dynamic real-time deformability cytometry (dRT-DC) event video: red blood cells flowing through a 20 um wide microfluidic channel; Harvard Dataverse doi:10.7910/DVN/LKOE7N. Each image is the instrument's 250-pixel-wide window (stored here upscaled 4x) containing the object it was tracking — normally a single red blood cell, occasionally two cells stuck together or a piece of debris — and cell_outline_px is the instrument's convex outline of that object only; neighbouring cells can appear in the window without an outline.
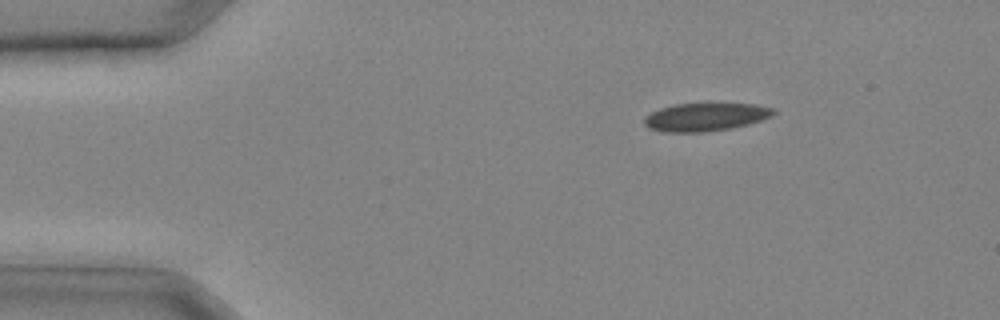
{"species": "common noctule bat (a hibernating species)", "species_latin": "Nyctalus noctula", "temperature_condition": "cold", "stored_images_in_passage": 30, "camera_frame_rate_fps": 3000, "um_per_image_px": 0.085, "animal": {"sex": "male", "body_mass_g": 20.4}, "frame": {"image": 1, "passage_image": 5, "time_ms": 1.333, "image_size_px": [1000, 320], "cell_outline_px": [[776, 112], [772, 116], [748, 124], [732, 128], [704, 132], [664, 132], [648, 128], [644, 124], [644, 116], [660, 108], [676, 104], [756, 104], [772, 108]], "centroid_in_image_um": [59.94, 9.95], "position_along_channel_um": 25.1, "area_um2": 21.04}}
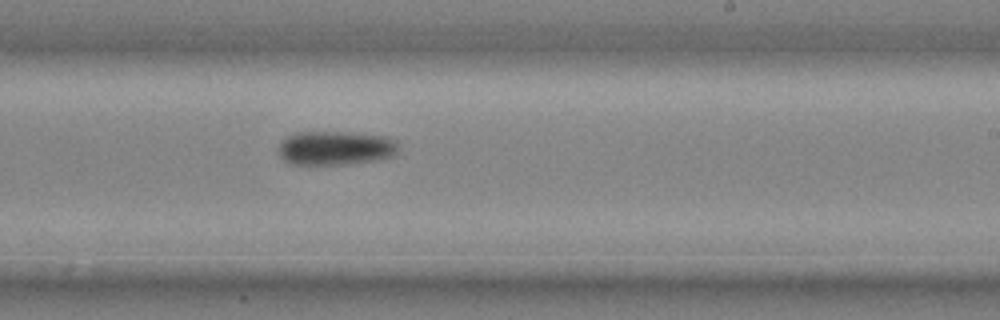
{"frame": {"image": 2, "passage_image": 20, "time_ms": 6.333, "image_size_px": [1000, 320], "cell_outline_px": [[400, 144], [396, 156], [376, 160], [352, 164], [292, 164], [284, 160], [280, 156], [280, 144], [288, 136], [296, 132], [352, 132], [388, 136], [396, 140]], "centroid_in_image_um": [28.62, 12.58], "position_along_channel_um": 260.4, "area_um2": 24.1}}
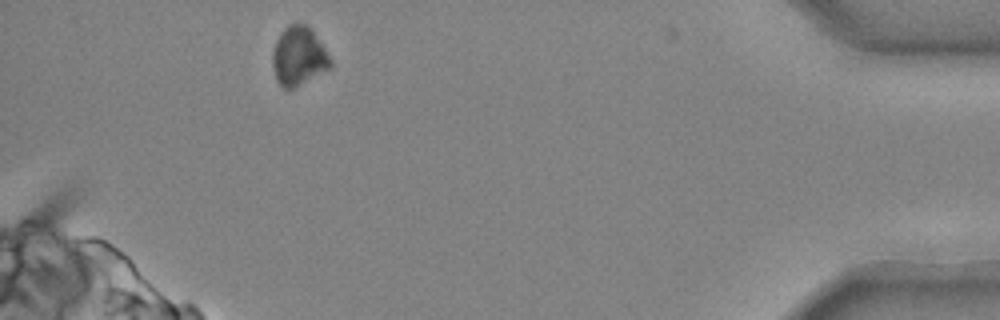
{"frame": {"image": 3, "passage_image": 30, "time_ms": 9.667, "image_size_px": [1000, 320], "cell_outline_px": [[332, 68], [292, 88], [284, 88], [276, 80], [272, 64], [272, 52], [276, 40], [284, 28], [288, 24], [304, 24], [312, 28], [332, 60]], "centroid_in_image_um": [25.4, 4.76], "position_along_channel_um": 409.8, "area_um2": 19.88}}